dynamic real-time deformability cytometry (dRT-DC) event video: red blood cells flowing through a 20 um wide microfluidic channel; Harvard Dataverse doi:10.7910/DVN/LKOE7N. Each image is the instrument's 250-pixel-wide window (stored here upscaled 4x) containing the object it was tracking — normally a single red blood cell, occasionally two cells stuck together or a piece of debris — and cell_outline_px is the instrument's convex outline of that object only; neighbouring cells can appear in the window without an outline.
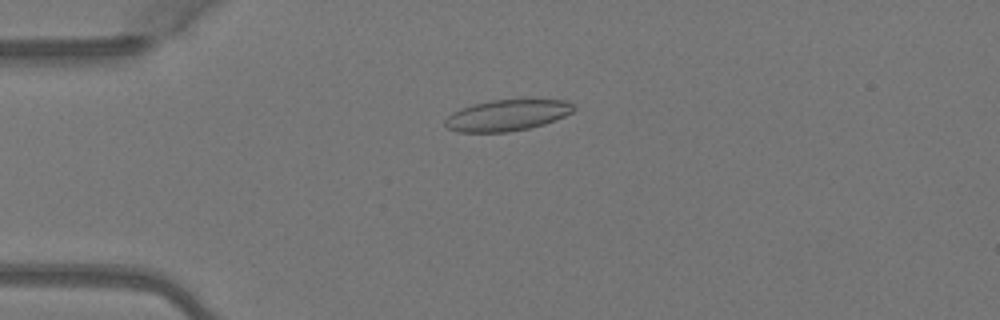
{"species": "Egyptian fruit bat (a non-hibernating species)", "species_latin": "Rousettus aegyptiacus", "temperature_condition": "warm", "stored_images_in_passage": 5, "camera_frame_rate_fps": 3000, "um_per_image_px": 0.085, "animal": {"sex": "female"}, "frame": {"image": 1, "passage_image": 5, "time_ms": 1.333, "image_size_px": [1000, 320], "cell_outline_px": [[576, 108], [572, 112], [556, 120], [544, 124], [528, 128], [508, 132], [456, 132], [448, 128], [444, 124], [444, 120], [452, 112], [460, 108], [492, 100], [568, 100], [576, 104]], "centroid_in_image_um": [43.12, 9.8], "position_along_channel_um": 41.9, "area_um2": 23.35}}